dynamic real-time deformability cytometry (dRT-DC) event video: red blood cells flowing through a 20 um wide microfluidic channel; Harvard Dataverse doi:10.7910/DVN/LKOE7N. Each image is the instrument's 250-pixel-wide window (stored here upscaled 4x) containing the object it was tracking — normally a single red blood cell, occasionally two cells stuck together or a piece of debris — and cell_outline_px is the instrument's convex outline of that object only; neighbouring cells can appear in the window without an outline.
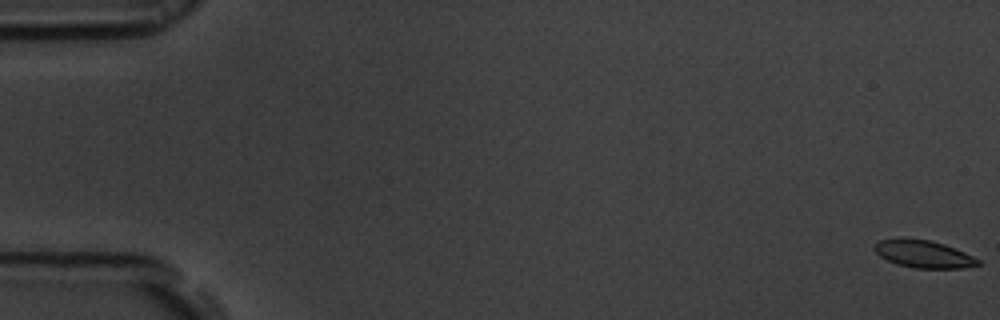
{"species": "common noctule bat (a hibernating species)", "species_latin": "Nyctalus noctula", "temperature_condition": "room temperature", "stored_images_in_passage": 57, "camera_frame_rate_fps": 3000, "um_per_image_px": 0.085, "animal": {"sex": "male", "body_mass_g": 19.5, "forearm_length_mm": 54.6}, "frame": {"image": 1, "passage_image": 1, "time_ms": 0.0, "image_size_px": [1000, 320], "cell_outline_px": [[980, 264], [964, 268], [916, 268], [896, 264], [880, 256], [872, 248], [880, 240], [928, 240], [944, 244], [964, 252], [980, 260]], "centroid_in_image_um": [78.53, 21.62], "position_along_channel_um": 6.5, "area_um2": 16.01}}
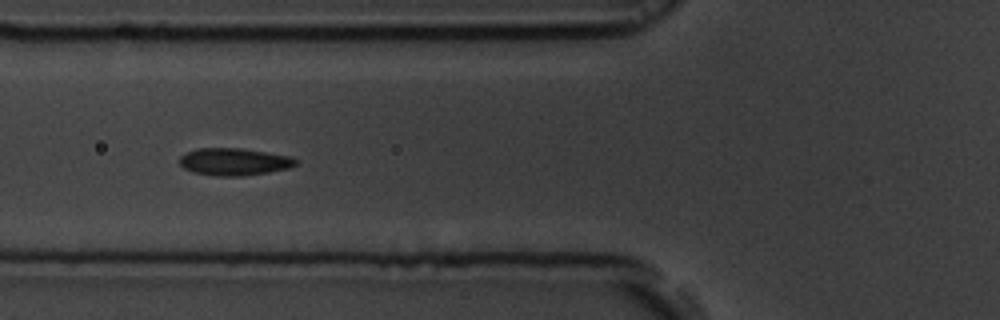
{"frame": {"image": 2, "passage_image": 22, "time_ms": 7.0, "image_size_px": [1000, 320], "cell_outline_px": [[296, 164], [288, 168], [268, 172], [240, 176], [216, 176], [192, 172], [184, 168], [180, 164], [180, 156], [196, 148], [240, 148], [292, 156], [296, 160]], "centroid_in_image_um": [19.88, 13.74], "position_along_channel_um": 105.9, "area_um2": 18.38}}
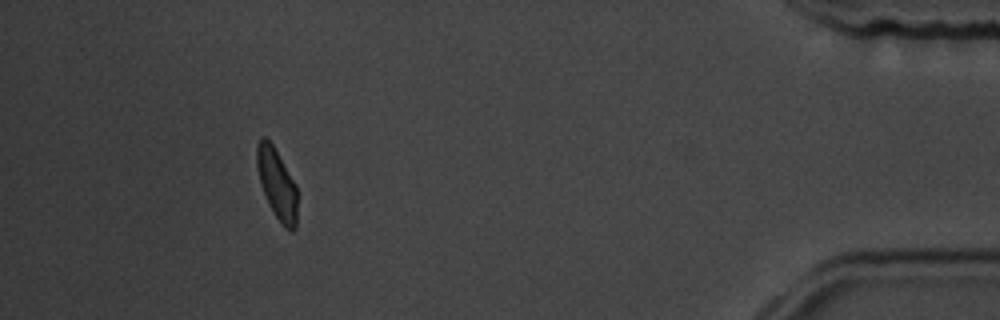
{"frame": {"image": 3, "passage_image": 52, "time_ms": 17.0, "image_size_px": [1000, 320], "cell_outline_px": [[296, 228], [292, 232], [284, 228], [268, 204], [260, 180], [256, 164], [256, 144], [260, 136], [264, 136], [272, 144], [296, 184]], "centroid_in_image_um": [23.52, 15.62], "position_along_channel_um": 411.7, "area_um2": 16.47}, "authors_computed_cell_mechanics": {"area_um2": 17.6868, "velocity_mm_per_s": 3.6597, "shape_relaxation_time_tau1_ms": 4.811, "shape_relaxation_time_tau2_ms": 2.7404, "deformation_change_tau1": 0.1131, "deformation_change_tau2": 0.0597}}